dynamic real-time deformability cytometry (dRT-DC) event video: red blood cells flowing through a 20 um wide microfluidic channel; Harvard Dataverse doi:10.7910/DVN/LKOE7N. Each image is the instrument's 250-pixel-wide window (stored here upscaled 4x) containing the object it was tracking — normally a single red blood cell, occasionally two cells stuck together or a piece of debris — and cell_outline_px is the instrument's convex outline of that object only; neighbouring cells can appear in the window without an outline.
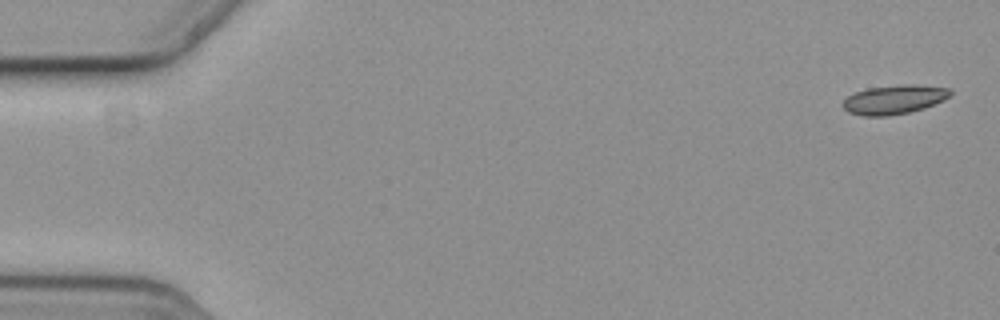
{"species": "common noctule bat (a hibernating species)", "species_latin": "Nyctalus noctula", "temperature_condition": "cold", "stored_images_in_passage": 5, "camera_frame_rate_fps": 3000, "um_per_image_px": 0.085, "animal": {"sex": "female", "body_mass_g": 19.3, "forearm_length_mm": 54.1}, "frame": {"image": 1, "passage_image": 1, "time_ms": 0.0, "image_size_px": [1000, 320], "cell_outline_px": [[952, 96], [944, 100], [924, 108], [908, 112], [888, 116], [860, 116], [848, 112], [840, 104], [848, 96], [856, 92], [868, 88], [904, 84], [912, 84], [952, 88]], "centroid_in_image_um": [76.02, 8.46], "position_along_channel_um": 9.0, "area_um2": 18.38}}